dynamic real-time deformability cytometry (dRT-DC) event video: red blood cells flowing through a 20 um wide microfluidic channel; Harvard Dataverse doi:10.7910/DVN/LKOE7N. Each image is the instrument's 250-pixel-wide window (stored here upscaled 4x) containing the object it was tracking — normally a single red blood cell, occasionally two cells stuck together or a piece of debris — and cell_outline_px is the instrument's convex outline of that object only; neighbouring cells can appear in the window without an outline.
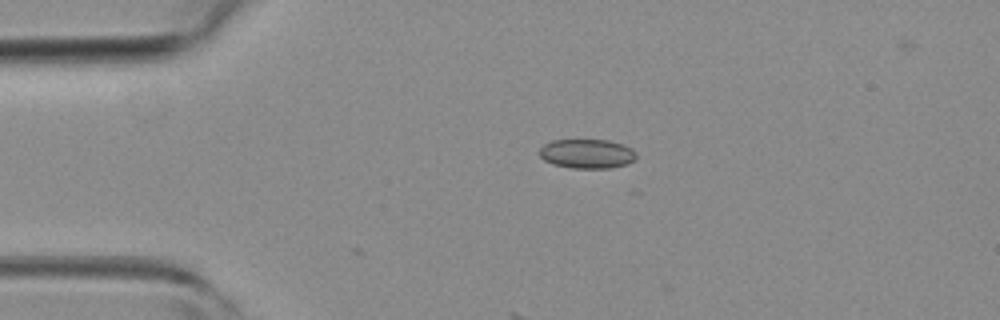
{"species": "common noctule bat (a hibernating species)", "species_latin": "Nyctalus noctula", "temperature_condition": "room temperature", "stored_images_in_passage": 2, "camera_frame_rate_fps": 3000, "um_per_image_px": 0.085, "animal": {"sex": "female", "body_mass_g": 19.3, "forearm_length_mm": 54.1}, "frame": {"image": 1, "passage_image": 1, "time_ms": 0.0, "image_size_px": [1000, 320], "cell_outline_px": [[636, 160], [628, 164], [608, 168], [572, 168], [552, 164], [544, 160], [540, 156], [540, 148], [544, 144], [552, 140], [608, 140], [624, 144], [632, 148], [636, 152]], "centroid_in_image_um": [49.92, 13.07], "position_along_channel_um": 35.1, "area_um2": 16.7}}